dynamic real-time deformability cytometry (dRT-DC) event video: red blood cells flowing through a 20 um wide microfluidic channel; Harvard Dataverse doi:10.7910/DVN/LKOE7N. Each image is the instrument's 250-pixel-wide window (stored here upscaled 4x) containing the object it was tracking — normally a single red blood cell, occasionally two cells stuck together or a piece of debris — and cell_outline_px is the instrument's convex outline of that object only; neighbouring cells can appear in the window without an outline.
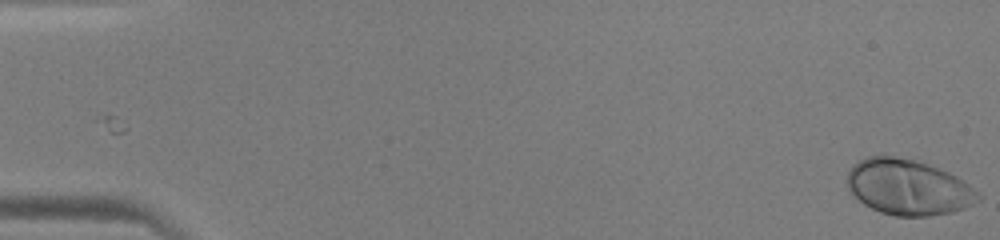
{"species": "human", "species_latin": "Homo sapiens", "temperature_condition": "warm", "stored_images_in_passage": 48, "camera_frame_rate_fps": 3000, "um_per_image_px": 0.085, "donor": {"sex": "male"}, "frame": {"image": 1, "passage_image": 1, "time_ms": 0.0, "image_size_px": [1000, 240], "cell_outline_px": [[980, 200], [964, 208], [952, 212], [928, 216], [896, 216], [880, 212], [864, 204], [852, 196], [848, 188], [848, 172], [852, 164], [868, 156], [892, 156], [920, 160], [948, 172], [956, 176], [968, 184], [980, 196]], "centroid_in_image_um": [77.17, 15.91], "position_along_channel_um": 7.8, "area_um2": 42.43}}
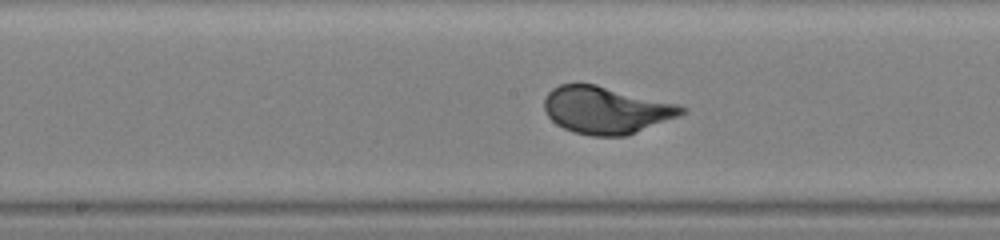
{"frame": {"image": 2, "passage_image": 26, "time_ms": 8.333, "image_size_px": [1000, 240], "cell_outline_px": [[688, 112], [680, 116], [628, 136], [592, 136], [572, 132], [556, 124], [548, 116], [544, 108], [544, 100], [548, 92], [552, 88], [560, 84], [596, 84], [676, 104], [688, 108]], "centroid_in_image_um": [51.53, 9.37], "position_along_channel_um": 196.7, "area_um2": 37.92}}
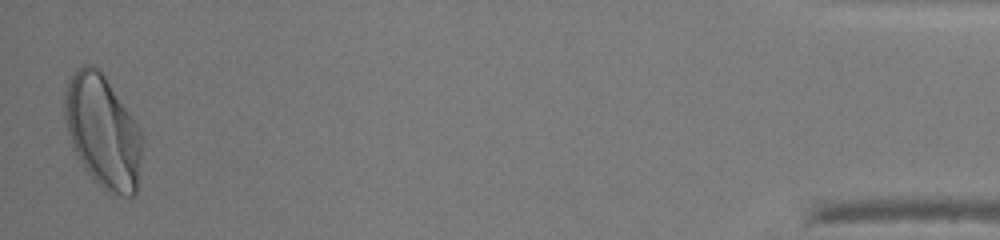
{"frame": {"image": 3, "passage_image": 48, "time_ms": 15.667, "image_size_px": [1000, 240], "cell_outline_px": [[144, 136], [136, 192], [132, 196], [112, 196], [84, 168], [72, 144], [68, 132], [64, 108], [64, 92], [68, 80], [72, 72], [84, 64], [92, 64], [100, 68], [140, 128]], "centroid_in_image_um": [8.76, 11.14], "position_along_channel_um": 426.4, "area_um2": 50.98}}